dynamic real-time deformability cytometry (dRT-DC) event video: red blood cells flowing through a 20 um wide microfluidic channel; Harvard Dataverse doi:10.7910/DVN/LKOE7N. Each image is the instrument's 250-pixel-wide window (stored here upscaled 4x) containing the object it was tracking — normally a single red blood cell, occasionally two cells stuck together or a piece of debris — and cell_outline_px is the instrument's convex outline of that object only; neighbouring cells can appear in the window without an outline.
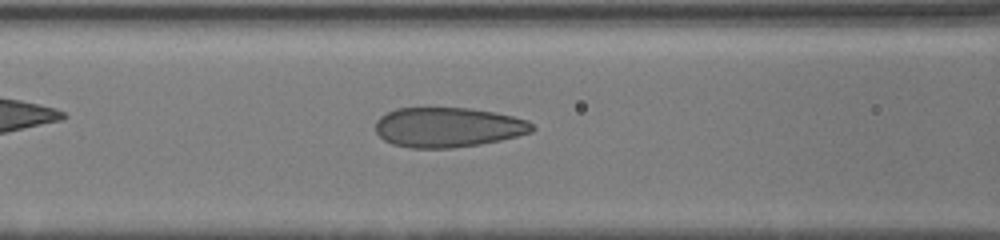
{"species": "human", "species_latin": "Homo sapiens", "temperature_condition": "cold", "stored_images_in_passage": 24, "camera_frame_rate_fps": 3000, "um_per_image_px": 0.085, "donor": {"sex": "male"}, "frame": {"image": 1, "passage_image": 10, "time_ms": 6.333, "image_size_px": [1000, 240], "cell_outline_px": [[536, 128], [532, 132], [500, 140], [480, 144], [452, 148], [412, 148], [392, 144], [384, 140], [376, 132], [376, 120], [380, 116], [396, 108], [468, 108], [492, 112], [512, 116], [528, 120]], "centroid_in_image_um": [38.07, 10.82], "position_along_channel_um": 128.5, "area_um2": 36.3}}
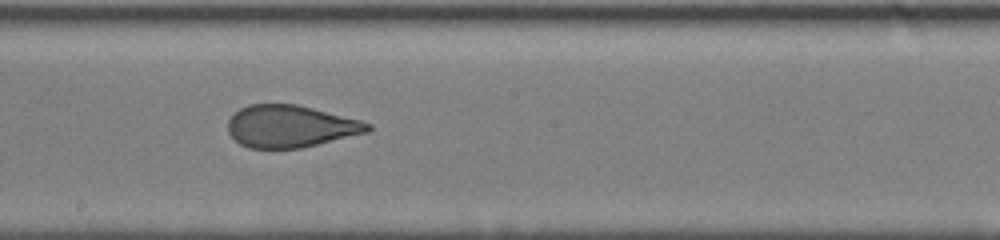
{"frame": {"image": 2, "passage_image": 18, "time_ms": 8.667, "image_size_px": [1000, 240], "cell_outline_px": [[372, 128], [368, 132], [300, 148], [248, 148], [240, 144], [228, 132], [228, 120], [240, 108], [248, 104], [296, 104], [360, 120], [372, 124]], "centroid_in_image_um": [24.67, 10.73], "position_along_channel_um": 223.5, "area_um2": 34.1}}
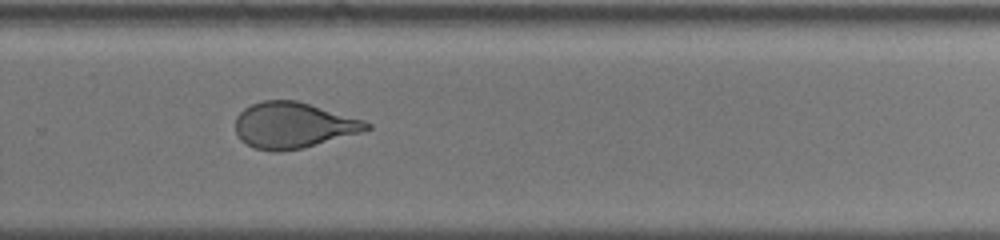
{"frame": {"image": 3, "passage_image": 23, "time_ms": 10.667, "image_size_px": [1000, 240], "cell_outline_px": [[372, 128], [364, 132], [304, 148], [280, 152], [272, 152], [256, 148], [240, 140], [236, 132], [236, 116], [244, 108], [260, 100], [296, 100], [364, 120], [372, 124]], "centroid_in_image_um": [24.95, 10.66], "position_along_channel_um": 304.9, "area_um2": 35.32}}